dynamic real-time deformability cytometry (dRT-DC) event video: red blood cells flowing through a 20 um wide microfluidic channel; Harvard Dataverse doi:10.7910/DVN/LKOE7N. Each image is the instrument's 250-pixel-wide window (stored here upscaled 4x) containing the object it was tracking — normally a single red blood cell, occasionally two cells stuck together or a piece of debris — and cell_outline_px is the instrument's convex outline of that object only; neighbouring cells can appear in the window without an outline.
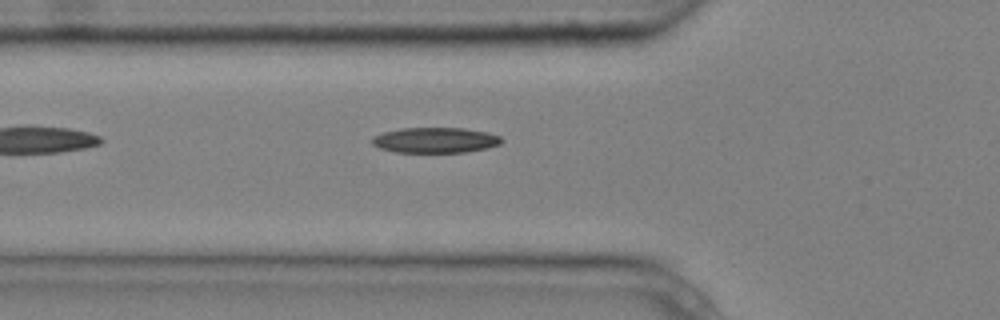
{"species": "common noctule bat (a hibernating species)", "species_latin": "Nyctalus noctula", "temperature_condition": "cold", "stored_images_in_passage": 5, "camera_frame_rate_fps": 3000, "um_per_image_px": 0.085, "animal": {"sex": "male", "body_mass_g": 20.4}, "frame": {"image": 1, "passage_image": 5, "time_ms": 1.333, "image_size_px": [1000, 320], "cell_outline_px": [[504, 140], [500, 144], [488, 148], [464, 152], [396, 152], [380, 148], [372, 144], [372, 136], [384, 132], [400, 128], [464, 128], [488, 132], [500, 136]], "centroid_in_image_um": [37.02, 11.91], "position_along_channel_um": 88.8, "area_um2": 19.25}}